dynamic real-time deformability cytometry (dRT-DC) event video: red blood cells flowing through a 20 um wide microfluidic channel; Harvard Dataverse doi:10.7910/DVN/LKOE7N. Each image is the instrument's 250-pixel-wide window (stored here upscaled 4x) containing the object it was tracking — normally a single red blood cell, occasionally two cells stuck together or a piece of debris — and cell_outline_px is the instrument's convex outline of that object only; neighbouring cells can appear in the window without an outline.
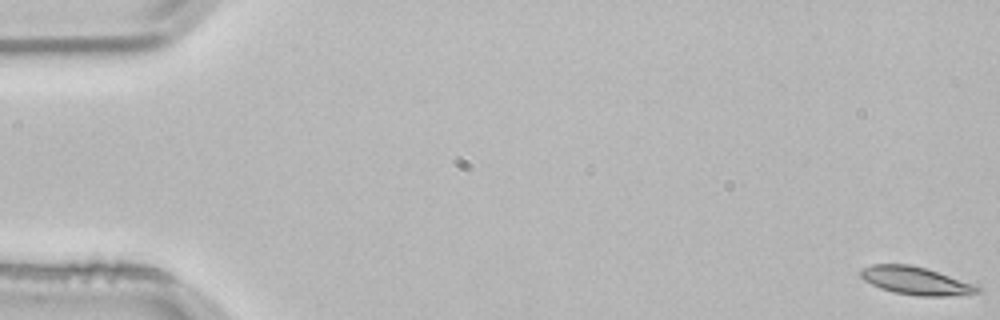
{"species": "common noctule bat (a hibernating species)", "species_latin": "Nyctalus noctula", "temperature_condition": "room temperature", "stored_images_in_passage": 4, "camera_frame_rate_fps": 3000, "um_per_image_px": 0.085, "animal": {"sex": "male", "body_mass_g": 21.5, "forearm_length_mm": 52.0}, "frame": {"image": 1, "passage_image": 1, "time_ms": 0.0, "image_size_px": [1000, 320], "cell_outline_px": [[980, 292], [948, 296], [916, 296], [892, 292], [880, 288], [864, 280], [860, 276], [860, 272], [864, 268], [872, 264], [908, 264], [924, 268], [972, 284], [980, 288]], "centroid_in_image_um": [77.77, 23.87], "position_along_channel_um": 7.2, "area_um2": 18.55}}
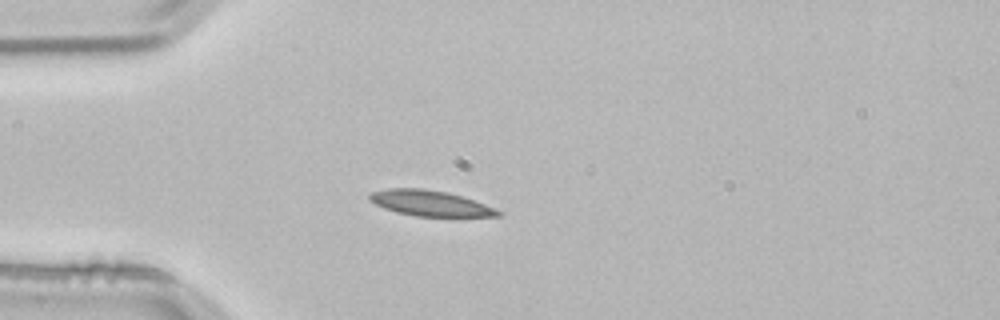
{"frame": {"image": 2, "passage_image": 4, "time_ms": 1.0, "image_size_px": [1000, 320], "cell_outline_px": [[504, 212], [500, 216], [416, 216], [396, 212], [384, 208], [368, 200], [368, 192], [388, 188], [424, 188], [448, 192], [496, 208]], "centroid_in_image_um": [36.52, 17.26], "position_along_channel_um": 48.5, "area_um2": 19.19}}